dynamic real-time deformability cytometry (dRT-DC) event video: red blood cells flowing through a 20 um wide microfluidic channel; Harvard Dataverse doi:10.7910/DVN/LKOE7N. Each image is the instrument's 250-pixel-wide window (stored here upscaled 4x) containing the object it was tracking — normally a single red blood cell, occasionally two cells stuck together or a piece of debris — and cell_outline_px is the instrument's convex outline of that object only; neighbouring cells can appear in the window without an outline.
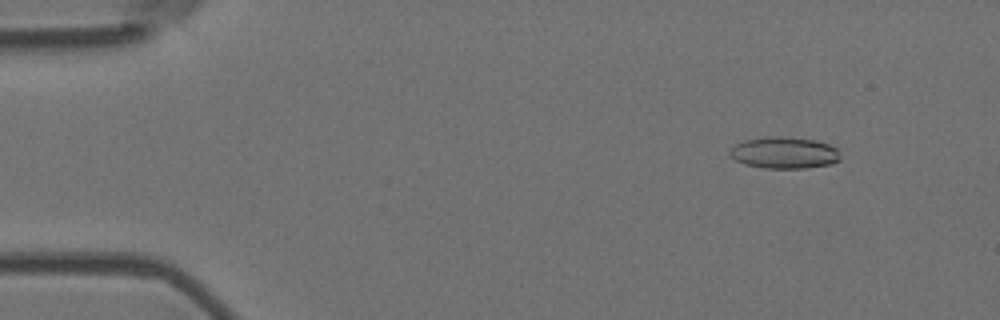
{"species": "Egyptian fruit bat (a non-hibernating species)", "species_latin": "Rousettus aegyptiacus", "temperature_condition": "room temperature", "stored_images_in_passage": 7, "camera_frame_rate_fps": 3000, "um_per_image_px": 0.085, "animal": {"sex": "female"}, "frame": {"image": 1, "passage_image": 2, "time_ms": 0.333, "image_size_px": [1000, 320], "cell_outline_px": [[840, 160], [832, 164], [804, 168], [764, 168], [744, 164], [728, 156], [728, 152], [736, 144], [744, 140], [768, 136], [788, 136], [812, 140], [828, 144], [840, 148]], "centroid_in_image_um": [66.67, 12.98], "position_along_channel_um": 18.3, "area_um2": 20.63}}
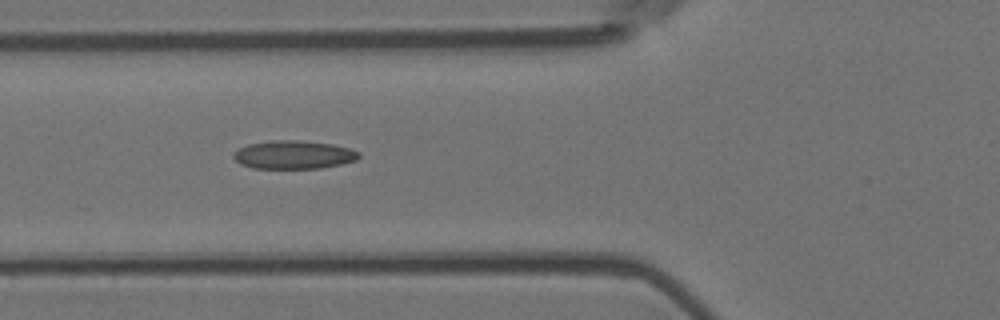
{"frame": {"image": 2, "passage_image": 6, "time_ms": 1.667, "image_size_px": [1000, 320], "cell_outline_px": [[360, 156], [356, 160], [340, 164], [320, 168], [252, 168], [240, 164], [232, 156], [240, 148], [248, 144], [268, 140], [300, 140], [332, 144], [348, 148], [360, 152]], "centroid_in_image_um": [24.95, 13.15], "position_along_channel_um": 100.8, "area_um2": 20.63}}
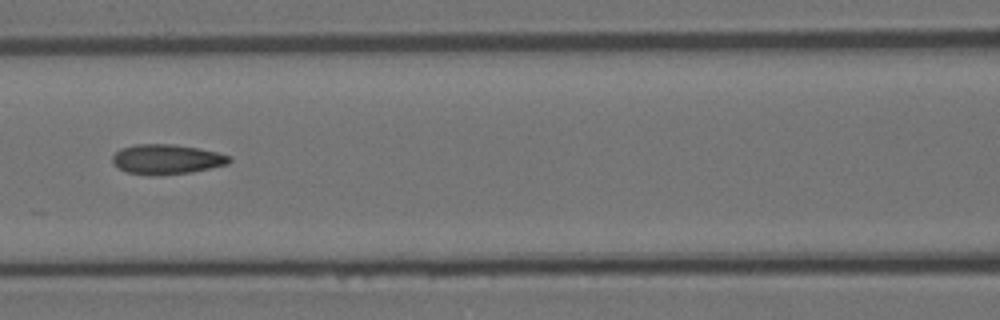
{"frame": {"image": 3, "passage_image": 7, "time_ms": 2.0, "image_size_px": [1000, 320], "cell_outline_px": [[232, 160], [228, 164], [192, 172], [156, 176], [152, 176], [128, 172], [112, 164], [112, 156], [120, 148], [136, 144], [172, 144], [196, 148], [216, 152], [232, 156]], "centroid_in_image_um": [14.16, 13.54], "position_along_channel_um": 152.4, "area_um2": 20.4}}